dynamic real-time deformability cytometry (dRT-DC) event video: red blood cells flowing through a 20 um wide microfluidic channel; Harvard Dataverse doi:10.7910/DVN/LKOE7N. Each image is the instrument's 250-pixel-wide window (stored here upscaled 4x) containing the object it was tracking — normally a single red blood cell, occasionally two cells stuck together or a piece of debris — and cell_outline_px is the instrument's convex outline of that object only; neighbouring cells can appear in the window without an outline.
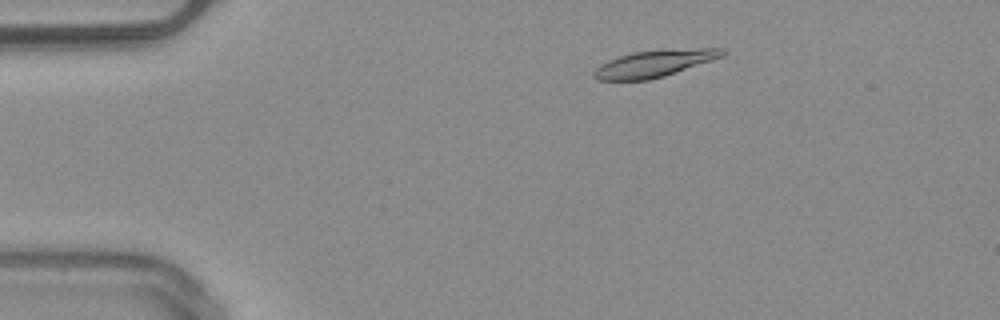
{"species": "common noctule bat (a hibernating species)", "species_latin": "Nyctalus noctula", "temperature_condition": "warm", "stored_images_in_passage": 48, "camera_frame_rate_fps": 3000, "um_per_image_px": 0.085, "animal": {"sex": "male", "body_mass_g": 20.4}, "frame": {"image": 1, "passage_image": 6, "time_ms": 1.667, "image_size_px": [1000, 320], "cell_outline_px": [[728, 52], [724, 56], [664, 76], [648, 80], [596, 80], [592, 76], [592, 72], [600, 64], [608, 60], [632, 52], [664, 48], [724, 48]], "centroid_in_image_um": [55.63, 5.37], "position_along_channel_um": 29.4, "area_um2": 20.46}}
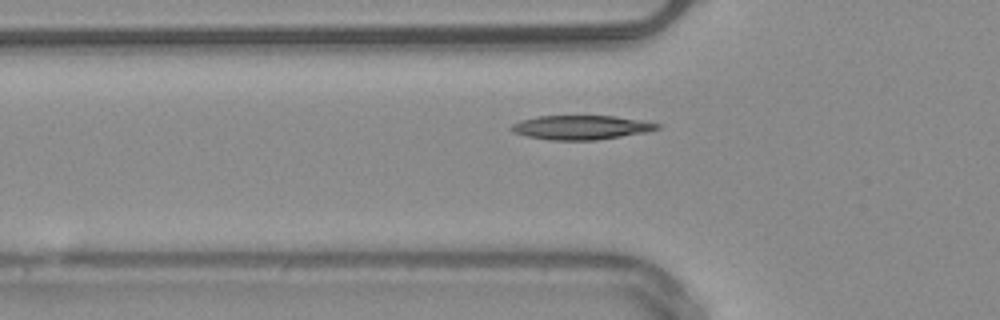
{"frame": {"image": 2, "passage_image": 14, "time_ms": 4.333, "image_size_px": [1000, 320], "cell_outline_px": [[660, 128], [648, 132], [596, 140], [548, 140], [528, 136], [512, 132], [508, 128], [512, 124], [520, 120], [536, 116], [616, 116], [644, 120], [660, 124]], "centroid_in_image_um": [49.39, 10.83], "position_along_channel_um": 76.4, "area_um2": 20.75}}
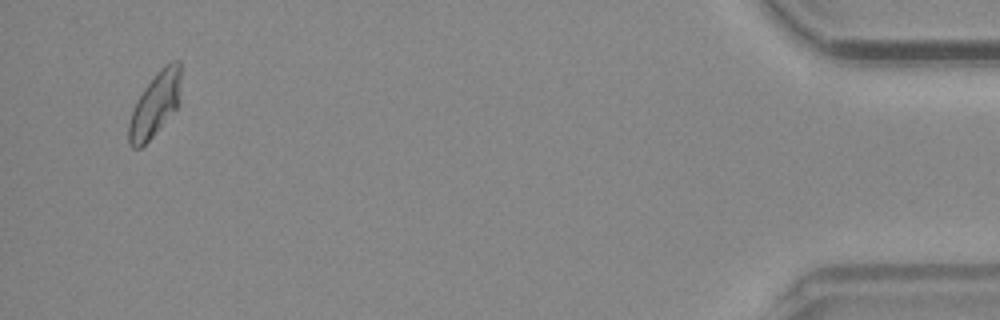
{"frame": {"image": 3, "passage_image": 46, "time_ms": 15.0, "image_size_px": [1000, 320], "cell_outline_px": [[180, 104], [152, 136], [140, 148], [132, 148], [128, 144], [128, 124], [136, 100], [144, 88], [156, 72], [164, 64], [172, 60], [180, 60]], "centroid_in_image_um": [13.18, 8.85], "position_along_channel_um": 422.0, "area_um2": 19.54}, "authors_computed_cell_mechanics": {"area_um2": 19.5364, "velocity_mm_per_s": 3.9713, "shape_relaxation_time_tau1_ms": 2.9275, "shape_relaxation_time_tau2_ms": 4.4734, "deformation_change_tau1": 0.1193, "deformation_change_tau2": 0.0724}}